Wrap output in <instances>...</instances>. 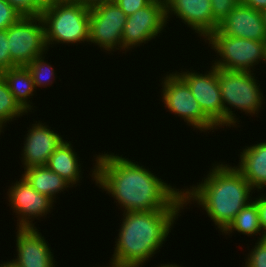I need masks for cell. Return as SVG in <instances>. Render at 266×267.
I'll return each instance as SVG.
<instances>
[{"mask_svg": "<svg viewBox=\"0 0 266 267\" xmlns=\"http://www.w3.org/2000/svg\"><path fill=\"white\" fill-rule=\"evenodd\" d=\"M92 176L115 198L124 212L171 209L182 197V189L172 188L149 169L117 154L97 155Z\"/></svg>", "mask_w": 266, "mask_h": 267, "instance_id": "1", "label": "cell"}, {"mask_svg": "<svg viewBox=\"0 0 266 267\" xmlns=\"http://www.w3.org/2000/svg\"><path fill=\"white\" fill-rule=\"evenodd\" d=\"M184 204L183 196L171 209L124 212L109 267H142L162 247Z\"/></svg>", "mask_w": 266, "mask_h": 267, "instance_id": "2", "label": "cell"}, {"mask_svg": "<svg viewBox=\"0 0 266 267\" xmlns=\"http://www.w3.org/2000/svg\"><path fill=\"white\" fill-rule=\"evenodd\" d=\"M213 166L204 182L183 189V196L185 205L192 200L201 205L223 233L238 212L252 201L253 188L235 166L222 163Z\"/></svg>", "mask_w": 266, "mask_h": 267, "instance_id": "3", "label": "cell"}, {"mask_svg": "<svg viewBox=\"0 0 266 267\" xmlns=\"http://www.w3.org/2000/svg\"><path fill=\"white\" fill-rule=\"evenodd\" d=\"M40 16L44 23L47 48L55 42H89L90 9L81 4L75 1L53 3L47 5Z\"/></svg>", "mask_w": 266, "mask_h": 267, "instance_id": "4", "label": "cell"}, {"mask_svg": "<svg viewBox=\"0 0 266 267\" xmlns=\"http://www.w3.org/2000/svg\"><path fill=\"white\" fill-rule=\"evenodd\" d=\"M253 75L254 73L251 72L227 71L218 68V82L224 106V126L231 127L238 122L232 107L250 115H255V112L258 113L261 109L264 97Z\"/></svg>", "mask_w": 266, "mask_h": 267, "instance_id": "5", "label": "cell"}, {"mask_svg": "<svg viewBox=\"0 0 266 267\" xmlns=\"http://www.w3.org/2000/svg\"><path fill=\"white\" fill-rule=\"evenodd\" d=\"M205 40L209 41L221 59H216L214 67L227 71L253 72L254 65L266 61V41L224 35L219 29ZM252 68V70H251Z\"/></svg>", "mask_w": 266, "mask_h": 267, "instance_id": "6", "label": "cell"}, {"mask_svg": "<svg viewBox=\"0 0 266 267\" xmlns=\"http://www.w3.org/2000/svg\"><path fill=\"white\" fill-rule=\"evenodd\" d=\"M38 22V24H37ZM8 45L12 68L27 66L47 48L41 16H22L8 28ZM44 52V53H43Z\"/></svg>", "mask_w": 266, "mask_h": 267, "instance_id": "7", "label": "cell"}, {"mask_svg": "<svg viewBox=\"0 0 266 267\" xmlns=\"http://www.w3.org/2000/svg\"><path fill=\"white\" fill-rule=\"evenodd\" d=\"M162 81V99L165 107L175 115L184 119L189 126L207 131L218 127L205 115L194 98L188 84L177 74L170 73Z\"/></svg>", "mask_w": 266, "mask_h": 267, "instance_id": "8", "label": "cell"}, {"mask_svg": "<svg viewBox=\"0 0 266 267\" xmlns=\"http://www.w3.org/2000/svg\"><path fill=\"white\" fill-rule=\"evenodd\" d=\"M126 19L127 15L115 2L90 9L89 42L96 43L106 51L122 49V32Z\"/></svg>", "mask_w": 266, "mask_h": 267, "instance_id": "9", "label": "cell"}, {"mask_svg": "<svg viewBox=\"0 0 266 267\" xmlns=\"http://www.w3.org/2000/svg\"><path fill=\"white\" fill-rule=\"evenodd\" d=\"M167 21L169 20L166 19V6L154 1L127 16L122 32V50L155 39L166 27Z\"/></svg>", "mask_w": 266, "mask_h": 267, "instance_id": "10", "label": "cell"}, {"mask_svg": "<svg viewBox=\"0 0 266 267\" xmlns=\"http://www.w3.org/2000/svg\"><path fill=\"white\" fill-rule=\"evenodd\" d=\"M208 73H176L188 84L205 115L217 126H224V106L218 82V68L211 66Z\"/></svg>", "mask_w": 266, "mask_h": 267, "instance_id": "11", "label": "cell"}, {"mask_svg": "<svg viewBox=\"0 0 266 267\" xmlns=\"http://www.w3.org/2000/svg\"><path fill=\"white\" fill-rule=\"evenodd\" d=\"M8 196L11 208L19 216V228L34 227L30 219L45 216L54 204L51 198L37 192L23 177L10 187Z\"/></svg>", "mask_w": 266, "mask_h": 267, "instance_id": "12", "label": "cell"}, {"mask_svg": "<svg viewBox=\"0 0 266 267\" xmlns=\"http://www.w3.org/2000/svg\"><path fill=\"white\" fill-rule=\"evenodd\" d=\"M38 231L36 227L18 228L16 232L18 255L9 262L13 267H55L49 244Z\"/></svg>", "mask_w": 266, "mask_h": 267, "instance_id": "13", "label": "cell"}, {"mask_svg": "<svg viewBox=\"0 0 266 267\" xmlns=\"http://www.w3.org/2000/svg\"><path fill=\"white\" fill-rule=\"evenodd\" d=\"M40 121L32 124L25 137L22 162L24 168L47 165L50 155L65 141Z\"/></svg>", "mask_w": 266, "mask_h": 267, "instance_id": "14", "label": "cell"}, {"mask_svg": "<svg viewBox=\"0 0 266 267\" xmlns=\"http://www.w3.org/2000/svg\"><path fill=\"white\" fill-rule=\"evenodd\" d=\"M218 29L227 36L266 41V29L261 11L241 3L219 24Z\"/></svg>", "mask_w": 266, "mask_h": 267, "instance_id": "15", "label": "cell"}, {"mask_svg": "<svg viewBox=\"0 0 266 267\" xmlns=\"http://www.w3.org/2000/svg\"><path fill=\"white\" fill-rule=\"evenodd\" d=\"M181 18L196 33L207 38L213 33L211 0H170L166 5V19L170 14Z\"/></svg>", "mask_w": 266, "mask_h": 267, "instance_id": "16", "label": "cell"}, {"mask_svg": "<svg viewBox=\"0 0 266 267\" xmlns=\"http://www.w3.org/2000/svg\"><path fill=\"white\" fill-rule=\"evenodd\" d=\"M236 168L249 182L252 188L259 191L266 187V142H260L245 148Z\"/></svg>", "mask_w": 266, "mask_h": 267, "instance_id": "17", "label": "cell"}, {"mask_svg": "<svg viewBox=\"0 0 266 267\" xmlns=\"http://www.w3.org/2000/svg\"><path fill=\"white\" fill-rule=\"evenodd\" d=\"M70 142L64 141L49 157L47 167L65 179L70 186L78 183L81 178L79 157ZM79 161V163H78Z\"/></svg>", "mask_w": 266, "mask_h": 267, "instance_id": "18", "label": "cell"}, {"mask_svg": "<svg viewBox=\"0 0 266 267\" xmlns=\"http://www.w3.org/2000/svg\"><path fill=\"white\" fill-rule=\"evenodd\" d=\"M22 177L40 194L46 195L53 201L56 193L67 189L70 184L46 165L24 168ZM65 188V189H64ZM63 189V190H62Z\"/></svg>", "mask_w": 266, "mask_h": 267, "instance_id": "19", "label": "cell"}, {"mask_svg": "<svg viewBox=\"0 0 266 267\" xmlns=\"http://www.w3.org/2000/svg\"><path fill=\"white\" fill-rule=\"evenodd\" d=\"M15 100L28 113L31 110L30 96L35 91L34 82L26 66H16L1 73ZM30 102V104H29Z\"/></svg>", "mask_w": 266, "mask_h": 267, "instance_id": "20", "label": "cell"}, {"mask_svg": "<svg viewBox=\"0 0 266 267\" xmlns=\"http://www.w3.org/2000/svg\"><path fill=\"white\" fill-rule=\"evenodd\" d=\"M234 230L247 236H253L261 232L262 228L259 221L258 207L254 200L250 201L248 205L238 212L223 232L225 234H231Z\"/></svg>", "mask_w": 266, "mask_h": 267, "instance_id": "21", "label": "cell"}, {"mask_svg": "<svg viewBox=\"0 0 266 267\" xmlns=\"http://www.w3.org/2000/svg\"><path fill=\"white\" fill-rule=\"evenodd\" d=\"M25 113L27 112L15 100L6 81L0 74V129L2 130L6 126L5 123H9L12 119L15 120Z\"/></svg>", "mask_w": 266, "mask_h": 267, "instance_id": "22", "label": "cell"}, {"mask_svg": "<svg viewBox=\"0 0 266 267\" xmlns=\"http://www.w3.org/2000/svg\"><path fill=\"white\" fill-rule=\"evenodd\" d=\"M44 58L45 56L43 57V55H40L26 66L31 73L35 89L36 87H45L46 85H51L52 80L50 79H53V76L55 75L54 69L50 64L44 61Z\"/></svg>", "mask_w": 266, "mask_h": 267, "instance_id": "23", "label": "cell"}, {"mask_svg": "<svg viewBox=\"0 0 266 267\" xmlns=\"http://www.w3.org/2000/svg\"><path fill=\"white\" fill-rule=\"evenodd\" d=\"M239 3L240 0H211L213 32L218 29L219 24Z\"/></svg>", "mask_w": 266, "mask_h": 267, "instance_id": "24", "label": "cell"}, {"mask_svg": "<svg viewBox=\"0 0 266 267\" xmlns=\"http://www.w3.org/2000/svg\"><path fill=\"white\" fill-rule=\"evenodd\" d=\"M22 16H40L46 7L41 0H6Z\"/></svg>", "mask_w": 266, "mask_h": 267, "instance_id": "25", "label": "cell"}, {"mask_svg": "<svg viewBox=\"0 0 266 267\" xmlns=\"http://www.w3.org/2000/svg\"><path fill=\"white\" fill-rule=\"evenodd\" d=\"M255 244L244 267H266V239L258 240Z\"/></svg>", "mask_w": 266, "mask_h": 267, "instance_id": "26", "label": "cell"}, {"mask_svg": "<svg viewBox=\"0 0 266 267\" xmlns=\"http://www.w3.org/2000/svg\"><path fill=\"white\" fill-rule=\"evenodd\" d=\"M22 15L6 0H0V30L8 29L16 23Z\"/></svg>", "mask_w": 266, "mask_h": 267, "instance_id": "27", "label": "cell"}, {"mask_svg": "<svg viewBox=\"0 0 266 267\" xmlns=\"http://www.w3.org/2000/svg\"><path fill=\"white\" fill-rule=\"evenodd\" d=\"M8 45V29L0 30V74L12 68Z\"/></svg>", "mask_w": 266, "mask_h": 267, "instance_id": "28", "label": "cell"}, {"mask_svg": "<svg viewBox=\"0 0 266 267\" xmlns=\"http://www.w3.org/2000/svg\"><path fill=\"white\" fill-rule=\"evenodd\" d=\"M114 2L129 16L149 5L152 0H115Z\"/></svg>", "mask_w": 266, "mask_h": 267, "instance_id": "29", "label": "cell"}, {"mask_svg": "<svg viewBox=\"0 0 266 267\" xmlns=\"http://www.w3.org/2000/svg\"><path fill=\"white\" fill-rule=\"evenodd\" d=\"M255 202L258 207L259 221H260V225L262 228V236L258 240H263L266 237V196L265 194L263 196L261 195V197L259 196V198H256Z\"/></svg>", "mask_w": 266, "mask_h": 267, "instance_id": "30", "label": "cell"}, {"mask_svg": "<svg viewBox=\"0 0 266 267\" xmlns=\"http://www.w3.org/2000/svg\"><path fill=\"white\" fill-rule=\"evenodd\" d=\"M74 1L81 4L85 8L93 9L99 5H103L106 3H112L115 0H74Z\"/></svg>", "mask_w": 266, "mask_h": 267, "instance_id": "31", "label": "cell"}, {"mask_svg": "<svg viewBox=\"0 0 266 267\" xmlns=\"http://www.w3.org/2000/svg\"><path fill=\"white\" fill-rule=\"evenodd\" d=\"M240 3L258 11L266 9V0H240Z\"/></svg>", "mask_w": 266, "mask_h": 267, "instance_id": "32", "label": "cell"}, {"mask_svg": "<svg viewBox=\"0 0 266 267\" xmlns=\"http://www.w3.org/2000/svg\"><path fill=\"white\" fill-rule=\"evenodd\" d=\"M74 0H41V2L47 6L53 3L72 2Z\"/></svg>", "mask_w": 266, "mask_h": 267, "instance_id": "33", "label": "cell"}, {"mask_svg": "<svg viewBox=\"0 0 266 267\" xmlns=\"http://www.w3.org/2000/svg\"><path fill=\"white\" fill-rule=\"evenodd\" d=\"M152 1L161 3V4L166 6L169 3L170 0H152Z\"/></svg>", "mask_w": 266, "mask_h": 267, "instance_id": "34", "label": "cell"}, {"mask_svg": "<svg viewBox=\"0 0 266 267\" xmlns=\"http://www.w3.org/2000/svg\"><path fill=\"white\" fill-rule=\"evenodd\" d=\"M261 14H262V18H263V21H264V24H265V29H266V9L261 11Z\"/></svg>", "mask_w": 266, "mask_h": 267, "instance_id": "35", "label": "cell"}, {"mask_svg": "<svg viewBox=\"0 0 266 267\" xmlns=\"http://www.w3.org/2000/svg\"><path fill=\"white\" fill-rule=\"evenodd\" d=\"M159 267H181V266H177L176 264H163V266H162V264H161V266H159Z\"/></svg>", "mask_w": 266, "mask_h": 267, "instance_id": "36", "label": "cell"}, {"mask_svg": "<svg viewBox=\"0 0 266 267\" xmlns=\"http://www.w3.org/2000/svg\"><path fill=\"white\" fill-rule=\"evenodd\" d=\"M1 266L0 267H13L10 263H9V261L8 262H4L3 264H0Z\"/></svg>", "mask_w": 266, "mask_h": 267, "instance_id": "37", "label": "cell"}]
</instances>
